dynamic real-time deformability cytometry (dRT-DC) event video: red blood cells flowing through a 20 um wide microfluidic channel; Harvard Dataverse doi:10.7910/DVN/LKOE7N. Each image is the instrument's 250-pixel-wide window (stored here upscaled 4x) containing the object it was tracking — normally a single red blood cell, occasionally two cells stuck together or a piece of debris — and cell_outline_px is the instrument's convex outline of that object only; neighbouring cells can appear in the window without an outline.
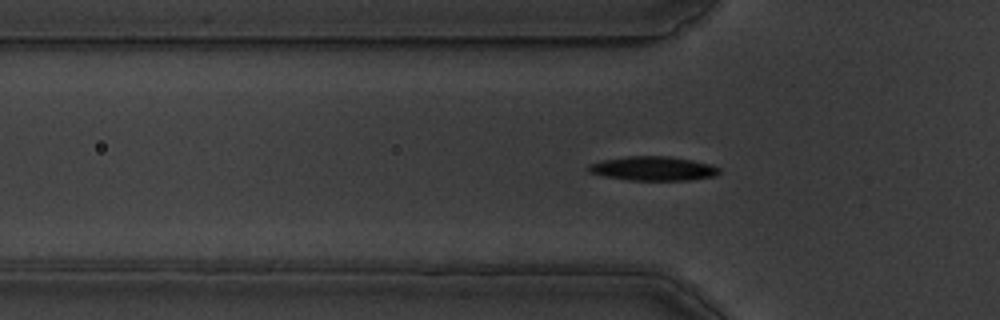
{"species": "common noctule bat (a hibernating species)", "species_latin": "Nyctalus noctula", "temperature_condition": "warm", "stored_images_in_passage": 54, "camera_frame_rate_fps": 3000, "um_per_image_px": 0.085, "animal": {"sex": "male", "body_mass_g": 19.5, "forearm_length_mm": 54.6}, "frame": {"image": 1, "passage_image": 14, "time_ms": 4.333, "image_size_px": [1000, 320], "cell_outline_px": [[720, 172], [716, 176], [688, 180], [628, 180], [604, 176], [588, 172], [588, 164], [600, 160], [628, 156], [668, 156], [692, 160], [712, 164], [720, 168]], "centroid_in_image_um": [55.51, 14.32], "position_along_channel_um": 70.3, "area_um2": 18.55}}
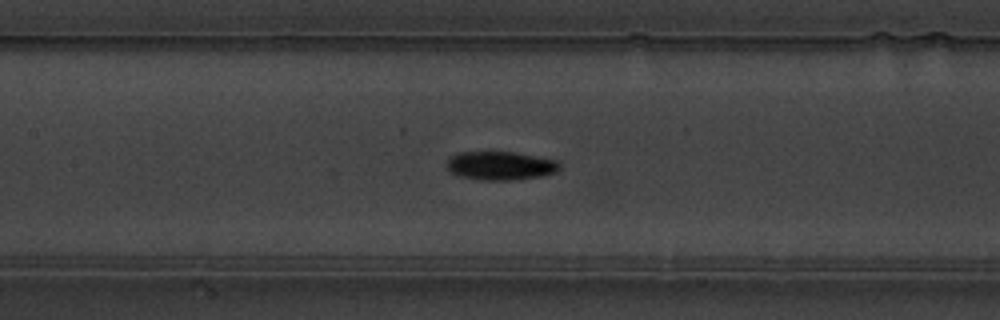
{"frame": {"image": 2, "passage_image": 22, "time_ms": 7.0, "image_size_px": [1000, 320], "cell_outline_px": [[560, 168], [556, 172], [540, 176], [508, 180], [480, 180], [460, 176], [452, 172], [448, 168], [448, 160], [452, 156], [460, 152], [512, 152], [560, 160]], "centroid_in_image_um": [42.59, 14.08], "position_along_channel_um": 164.8, "area_um2": 18.61}}
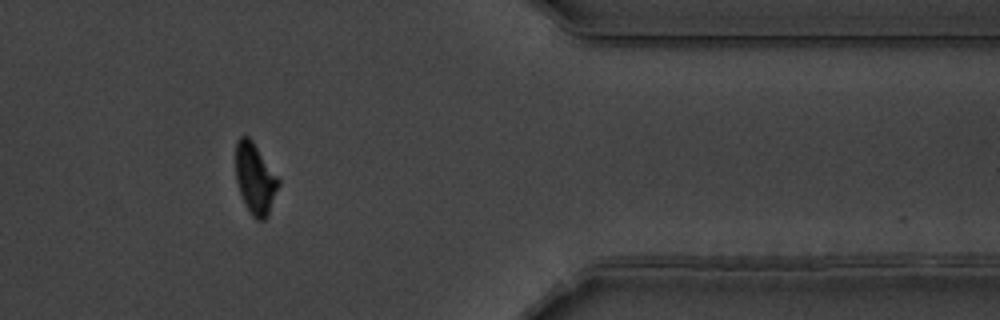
{"frame": {"image": 3, "passage_image": 43, "time_ms": 14.0, "image_size_px": [1000, 320], "cell_outline_px": [[280, 184], [268, 216], [264, 220], [256, 220], [252, 216], [244, 204], [236, 180], [236, 140], [240, 136], [248, 136], [252, 140], [280, 180]], "centroid_in_image_um": [21.69, 15.2], "position_along_channel_um": 389.7, "area_um2": 17.69}, "authors_computed_cell_mechanics": {"area_um2": 17.8313, "velocity_mm_per_s": 3.5308, "shape_relaxation_time_tau1_ms": 2.258, "shape_relaxation_time_tau2_ms": 3.7151, "deformation_change_tau1": 0.135, "deformation_change_tau2": 0.0875}}